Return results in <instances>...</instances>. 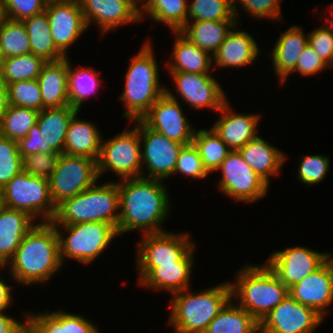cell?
<instances>
[{
  "mask_svg": "<svg viewBox=\"0 0 333 333\" xmlns=\"http://www.w3.org/2000/svg\"><path fill=\"white\" fill-rule=\"evenodd\" d=\"M282 0H233V8L236 16L237 23L239 22L238 16L240 12L238 11V3L242 7L243 12L246 11L249 16L254 17V19H267L274 21H282V12L280 3Z\"/></svg>",
  "mask_w": 333,
  "mask_h": 333,
  "instance_id": "f6af8a7d",
  "label": "cell"
},
{
  "mask_svg": "<svg viewBox=\"0 0 333 333\" xmlns=\"http://www.w3.org/2000/svg\"><path fill=\"white\" fill-rule=\"evenodd\" d=\"M23 170L18 142L0 135V188Z\"/></svg>",
  "mask_w": 333,
  "mask_h": 333,
  "instance_id": "7bdbcfd3",
  "label": "cell"
},
{
  "mask_svg": "<svg viewBox=\"0 0 333 333\" xmlns=\"http://www.w3.org/2000/svg\"><path fill=\"white\" fill-rule=\"evenodd\" d=\"M137 242L136 267L138 283L154 268L161 264L180 261L194 246L188 233L170 231L141 235Z\"/></svg>",
  "mask_w": 333,
  "mask_h": 333,
  "instance_id": "8fae6325",
  "label": "cell"
},
{
  "mask_svg": "<svg viewBox=\"0 0 333 333\" xmlns=\"http://www.w3.org/2000/svg\"><path fill=\"white\" fill-rule=\"evenodd\" d=\"M197 20L237 21L233 8V0L188 1L187 22Z\"/></svg>",
  "mask_w": 333,
  "mask_h": 333,
  "instance_id": "60d3db41",
  "label": "cell"
},
{
  "mask_svg": "<svg viewBox=\"0 0 333 333\" xmlns=\"http://www.w3.org/2000/svg\"><path fill=\"white\" fill-rule=\"evenodd\" d=\"M132 122L136 124L133 128L125 127L121 133L108 140L102 138L97 160L100 179L109 171L118 176L119 180L142 177L140 120Z\"/></svg>",
  "mask_w": 333,
  "mask_h": 333,
  "instance_id": "ba28073f",
  "label": "cell"
},
{
  "mask_svg": "<svg viewBox=\"0 0 333 333\" xmlns=\"http://www.w3.org/2000/svg\"><path fill=\"white\" fill-rule=\"evenodd\" d=\"M308 42L312 49L328 65L333 54V32L324 25L315 27L308 34Z\"/></svg>",
  "mask_w": 333,
  "mask_h": 333,
  "instance_id": "f907efd6",
  "label": "cell"
},
{
  "mask_svg": "<svg viewBox=\"0 0 333 333\" xmlns=\"http://www.w3.org/2000/svg\"><path fill=\"white\" fill-rule=\"evenodd\" d=\"M332 255L305 246H292L274 251L265 263L290 289L308 274L320 268Z\"/></svg>",
  "mask_w": 333,
  "mask_h": 333,
  "instance_id": "2e32d148",
  "label": "cell"
},
{
  "mask_svg": "<svg viewBox=\"0 0 333 333\" xmlns=\"http://www.w3.org/2000/svg\"><path fill=\"white\" fill-rule=\"evenodd\" d=\"M8 96L9 105L25 107L36 110H43L41 90L37 79L15 81L9 83Z\"/></svg>",
  "mask_w": 333,
  "mask_h": 333,
  "instance_id": "b9f144b4",
  "label": "cell"
},
{
  "mask_svg": "<svg viewBox=\"0 0 333 333\" xmlns=\"http://www.w3.org/2000/svg\"><path fill=\"white\" fill-rule=\"evenodd\" d=\"M28 320V333H99L85 316L62 310L30 312Z\"/></svg>",
  "mask_w": 333,
  "mask_h": 333,
  "instance_id": "484cf974",
  "label": "cell"
},
{
  "mask_svg": "<svg viewBox=\"0 0 333 333\" xmlns=\"http://www.w3.org/2000/svg\"><path fill=\"white\" fill-rule=\"evenodd\" d=\"M303 31L302 26L289 27L282 32L273 49L268 52L279 83L296 68L302 51L309 44L308 34H304Z\"/></svg>",
  "mask_w": 333,
  "mask_h": 333,
  "instance_id": "4316f807",
  "label": "cell"
},
{
  "mask_svg": "<svg viewBox=\"0 0 333 333\" xmlns=\"http://www.w3.org/2000/svg\"><path fill=\"white\" fill-rule=\"evenodd\" d=\"M2 193L4 206L23 211L35 221L40 218L41 222H49L55 216L49 179L22 170L2 188Z\"/></svg>",
  "mask_w": 333,
  "mask_h": 333,
  "instance_id": "9c48e42d",
  "label": "cell"
},
{
  "mask_svg": "<svg viewBox=\"0 0 333 333\" xmlns=\"http://www.w3.org/2000/svg\"><path fill=\"white\" fill-rule=\"evenodd\" d=\"M184 114L179 100L171 98L165 92L140 120L168 139L189 145L193 142L196 129H193Z\"/></svg>",
  "mask_w": 333,
  "mask_h": 333,
  "instance_id": "e0dca14e",
  "label": "cell"
},
{
  "mask_svg": "<svg viewBox=\"0 0 333 333\" xmlns=\"http://www.w3.org/2000/svg\"><path fill=\"white\" fill-rule=\"evenodd\" d=\"M27 213L3 206L0 209V267L13 258L27 232L36 224Z\"/></svg>",
  "mask_w": 333,
  "mask_h": 333,
  "instance_id": "83f0119b",
  "label": "cell"
},
{
  "mask_svg": "<svg viewBox=\"0 0 333 333\" xmlns=\"http://www.w3.org/2000/svg\"><path fill=\"white\" fill-rule=\"evenodd\" d=\"M297 178L304 185H316L323 181L330 169V158L323 154L302 155Z\"/></svg>",
  "mask_w": 333,
  "mask_h": 333,
  "instance_id": "ee69618b",
  "label": "cell"
},
{
  "mask_svg": "<svg viewBox=\"0 0 333 333\" xmlns=\"http://www.w3.org/2000/svg\"><path fill=\"white\" fill-rule=\"evenodd\" d=\"M300 304L314 309L324 319L333 304V256L289 289Z\"/></svg>",
  "mask_w": 333,
  "mask_h": 333,
  "instance_id": "ffe728a7",
  "label": "cell"
},
{
  "mask_svg": "<svg viewBox=\"0 0 333 333\" xmlns=\"http://www.w3.org/2000/svg\"><path fill=\"white\" fill-rule=\"evenodd\" d=\"M175 36L171 57L165 67L169 72H189L194 74H210L213 70V57L190 42L180 32H172Z\"/></svg>",
  "mask_w": 333,
  "mask_h": 333,
  "instance_id": "f1b7e54d",
  "label": "cell"
},
{
  "mask_svg": "<svg viewBox=\"0 0 333 333\" xmlns=\"http://www.w3.org/2000/svg\"><path fill=\"white\" fill-rule=\"evenodd\" d=\"M120 215L119 235L139 230L142 235L166 232L163 224L170 215V196L164 181L150 178L117 180Z\"/></svg>",
  "mask_w": 333,
  "mask_h": 333,
  "instance_id": "6da1fadb",
  "label": "cell"
},
{
  "mask_svg": "<svg viewBox=\"0 0 333 333\" xmlns=\"http://www.w3.org/2000/svg\"><path fill=\"white\" fill-rule=\"evenodd\" d=\"M46 61L32 53L1 59L0 80L8 85L15 81L37 79Z\"/></svg>",
  "mask_w": 333,
  "mask_h": 333,
  "instance_id": "74e56055",
  "label": "cell"
},
{
  "mask_svg": "<svg viewBox=\"0 0 333 333\" xmlns=\"http://www.w3.org/2000/svg\"><path fill=\"white\" fill-rule=\"evenodd\" d=\"M60 153H33L22 158L23 171L49 179L57 167Z\"/></svg>",
  "mask_w": 333,
  "mask_h": 333,
  "instance_id": "7dc6e473",
  "label": "cell"
},
{
  "mask_svg": "<svg viewBox=\"0 0 333 333\" xmlns=\"http://www.w3.org/2000/svg\"><path fill=\"white\" fill-rule=\"evenodd\" d=\"M235 280L230 281L231 299L259 323L289 294L287 286L265 262L246 263L238 269Z\"/></svg>",
  "mask_w": 333,
  "mask_h": 333,
  "instance_id": "277c9868",
  "label": "cell"
},
{
  "mask_svg": "<svg viewBox=\"0 0 333 333\" xmlns=\"http://www.w3.org/2000/svg\"><path fill=\"white\" fill-rule=\"evenodd\" d=\"M41 140L38 125H34L23 139L18 142L20 156L23 158L33 153H40Z\"/></svg>",
  "mask_w": 333,
  "mask_h": 333,
  "instance_id": "f5cc1de1",
  "label": "cell"
},
{
  "mask_svg": "<svg viewBox=\"0 0 333 333\" xmlns=\"http://www.w3.org/2000/svg\"><path fill=\"white\" fill-rule=\"evenodd\" d=\"M6 15H5V10H4V6H3V2L2 0H0V27L1 25L4 23V21L6 20Z\"/></svg>",
  "mask_w": 333,
  "mask_h": 333,
  "instance_id": "6f0895ef",
  "label": "cell"
},
{
  "mask_svg": "<svg viewBox=\"0 0 333 333\" xmlns=\"http://www.w3.org/2000/svg\"><path fill=\"white\" fill-rule=\"evenodd\" d=\"M140 142L142 177L165 181L174 175L178 155L184 144L148 128L141 120Z\"/></svg>",
  "mask_w": 333,
  "mask_h": 333,
  "instance_id": "5bb4252c",
  "label": "cell"
},
{
  "mask_svg": "<svg viewBox=\"0 0 333 333\" xmlns=\"http://www.w3.org/2000/svg\"><path fill=\"white\" fill-rule=\"evenodd\" d=\"M9 276L16 284H44L62 269L59 238L55 225L36 223L24 236L13 258L7 263Z\"/></svg>",
  "mask_w": 333,
  "mask_h": 333,
  "instance_id": "7a4b0ae2",
  "label": "cell"
},
{
  "mask_svg": "<svg viewBox=\"0 0 333 333\" xmlns=\"http://www.w3.org/2000/svg\"><path fill=\"white\" fill-rule=\"evenodd\" d=\"M78 113L69 123L65 136L64 154L98 160L102 141L101 132L93 122L78 118Z\"/></svg>",
  "mask_w": 333,
  "mask_h": 333,
  "instance_id": "4dcf8cb0",
  "label": "cell"
},
{
  "mask_svg": "<svg viewBox=\"0 0 333 333\" xmlns=\"http://www.w3.org/2000/svg\"><path fill=\"white\" fill-rule=\"evenodd\" d=\"M1 268L4 269L3 267H0V270ZM11 288L12 287L0 276V313L5 312V310L11 305V302L13 303Z\"/></svg>",
  "mask_w": 333,
  "mask_h": 333,
  "instance_id": "db71d44e",
  "label": "cell"
},
{
  "mask_svg": "<svg viewBox=\"0 0 333 333\" xmlns=\"http://www.w3.org/2000/svg\"><path fill=\"white\" fill-rule=\"evenodd\" d=\"M221 171L219 192L233 201L253 203L268 194L270 185L244 161L239 150H231L215 173Z\"/></svg>",
  "mask_w": 333,
  "mask_h": 333,
  "instance_id": "30bf717a",
  "label": "cell"
},
{
  "mask_svg": "<svg viewBox=\"0 0 333 333\" xmlns=\"http://www.w3.org/2000/svg\"><path fill=\"white\" fill-rule=\"evenodd\" d=\"M328 65L319 57L314 49L308 44L302 51L301 56L297 61L296 68L280 83H285L289 76L294 72L303 76H312L327 69Z\"/></svg>",
  "mask_w": 333,
  "mask_h": 333,
  "instance_id": "681fc988",
  "label": "cell"
},
{
  "mask_svg": "<svg viewBox=\"0 0 333 333\" xmlns=\"http://www.w3.org/2000/svg\"><path fill=\"white\" fill-rule=\"evenodd\" d=\"M29 53V36L22 21L6 19L0 27V59Z\"/></svg>",
  "mask_w": 333,
  "mask_h": 333,
  "instance_id": "ab89813d",
  "label": "cell"
},
{
  "mask_svg": "<svg viewBox=\"0 0 333 333\" xmlns=\"http://www.w3.org/2000/svg\"><path fill=\"white\" fill-rule=\"evenodd\" d=\"M140 19L147 16L156 23L169 27L171 32H179L187 23V0H139Z\"/></svg>",
  "mask_w": 333,
  "mask_h": 333,
  "instance_id": "d6a6232c",
  "label": "cell"
},
{
  "mask_svg": "<svg viewBox=\"0 0 333 333\" xmlns=\"http://www.w3.org/2000/svg\"><path fill=\"white\" fill-rule=\"evenodd\" d=\"M230 106L227 100L217 112L220 118L211 128L231 150H239L258 136L257 127L261 117L256 113H236Z\"/></svg>",
  "mask_w": 333,
  "mask_h": 333,
  "instance_id": "44dd1931",
  "label": "cell"
},
{
  "mask_svg": "<svg viewBox=\"0 0 333 333\" xmlns=\"http://www.w3.org/2000/svg\"><path fill=\"white\" fill-rule=\"evenodd\" d=\"M69 60V102L70 106L80 111L86 99L97 93L101 79L94 68H74Z\"/></svg>",
  "mask_w": 333,
  "mask_h": 333,
  "instance_id": "d590c367",
  "label": "cell"
},
{
  "mask_svg": "<svg viewBox=\"0 0 333 333\" xmlns=\"http://www.w3.org/2000/svg\"><path fill=\"white\" fill-rule=\"evenodd\" d=\"M21 317L24 320H16L8 313H0V333H28L29 313L26 312Z\"/></svg>",
  "mask_w": 333,
  "mask_h": 333,
  "instance_id": "816d5d0a",
  "label": "cell"
},
{
  "mask_svg": "<svg viewBox=\"0 0 333 333\" xmlns=\"http://www.w3.org/2000/svg\"><path fill=\"white\" fill-rule=\"evenodd\" d=\"M55 227L59 238L60 259L64 265L66 258L85 265L91 264L110 246L112 240L118 237L116 229L104 222H83Z\"/></svg>",
  "mask_w": 333,
  "mask_h": 333,
  "instance_id": "52a82bcc",
  "label": "cell"
},
{
  "mask_svg": "<svg viewBox=\"0 0 333 333\" xmlns=\"http://www.w3.org/2000/svg\"><path fill=\"white\" fill-rule=\"evenodd\" d=\"M9 106L8 87L0 80V121Z\"/></svg>",
  "mask_w": 333,
  "mask_h": 333,
  "instance_id": "11a10c76",
  "label": "cell"
},
{
  "mask_svg": "<svg viewBox=\"0 0 333 333\" xmlns=\"http://www.w3.org/2000/svg\"><path fill=\"white\" fill-rule=\"evenodd\" d=\"M190 288L172 294L168 326L174 333H204L222 308L231 300L230 282L197 293Z\"/></svg>",
  "mask_w": 333,
  "mask_h": 333,
  "instance_id": "5b68a950",
  "label": "cell"
},
{
  "mask_svg": "<svg viewBox=\"0 0 333 333\" xmlns=\"http://www.w3.org/2000/svg\"><path fill=\"white\" fill-rule=\"evenodd\" d=\"M99 181L58 204L51 222L55 226L104 222L117 229L120 215L118 182L112 180L101 184Z\"/></svg>",
  "mask_w": 333,
  "mask_h": 333,
  "instance_id": "8992f818",
  "label": "cell"
},
{
  "mask_svg": "<svg viewBox=\"0 0 333 333\" xmlns=\"http://www.w3.org/2000/svg\"><path fill=\"white\" fill-rule=\"evenodd\" d=\"M196 245L178 262L154 267L138 284L153 291L174 294L191 288Z\"/></svg>",
  "mask_w": 333,
  "mask_h": 333,
  "instance_id": "7402d4cb",
  "label": "cell"
},
{
  "mask_svg": "<svg viewBox=\"0 0 333 333\" xmlns=\"http://www.w3.org/2000/svg\"><path fill=\"white\" fill-rule=\"evenodd\" d=\"M204 333H259V322L231 299Z\"/></svg>",
  "mask_w": 333,
  "mask_h": 333,
  "instance_id": "e575fe53",
  "label": "cell"
},
{
  "mask_svg": "<svg viewBox=\"0 0 333 333\" xmlns=\"http://www.w3.org/2000/svg\"><path fill=\"white\" fill-rule=\"evenodd\" d=\"M38 114L30 108L9 105L0 121V135L19 142L37 124Z\"/></svg>",
  "mask_w": 333,
  "mask_h": 333,
  "instance_id": "f35d334b",
  "label": "cell"
},
{
  "mask_svg": "<svg viewBox=\"0 0 333 333\" xmlns=\"http://www.w3.org/2000/svg\"><path fill=\"white\" fill-rule=\"evenodd\" d=\"M3 193H2V188H0V209L3 207Z\"/></svg>",
  "mask_w": 333,
  "mask_h": 333,
  "instance_id": "680465c9",
  "label": "cell"
},
{
  "mask_svg": "<svg viewBox=\"0 0 333 333\" xmlns=\"http://www.w3.org/2000/svg\"><path fill=\"white\" fill-rule=\"evenodd\" d=\"M79 112L70 105L45 108L39 112L37 125L40 130V152L64 153L65 136L72 117Z\"/></svg>",
  "mask_w": 333,
  "mask_h": 333,
  "instance_id": "d4e9b609",
  "label": "cell"
},
{
  "mask_svg": "<svg viewBox=\"0 0 333 333\" xmlns=\"http://www.w3.org/2000/svg\"><path fill=\"white\" fill-rule=\"evenodd\" d=\"M45 12L56 47L68 57V48L88 30L79 0H48Z\"/></svg>",
  "mask_w": 333,
  "mask_h": 333,
  "instance_id": "ac0fdd59",
  "label": "cell"
},
{
  "mask_svg": "<svg viewBox=\"0 0 333 333\" xmlns=\"http://www.w3.org/2000/svg\"><path fill=\"white\" fill-rule=\"evenodd\" d=\"M22 23L29 36L32 54L42 57L46 62L58 61L65 58L56 47L54 39L50 34L51 29L45 11L23 19Z\"/></svg>",
  "mask_w": 333,
  "mask_h": 333,
  "instance_id": "836d02e7",
  "label": "cell"
},
{
  "mask_svg": "<svg viewBox=\"0 0 333 333\" xmlns=\"http://www.w3.org/2000/svg\"><path fill=\"white\" fill-rule=\"evenodd\" d=\"M324 318L288 294L259 323V333H314Z\"/></svg>",
  "mask_w": 333,
  "mask_h": 333,
  "instance_id": "9a60e30c",
  "label": "cell"
},
{
  "mask_svg": "<svg viewBox=\"0 0 333 333\" xmlns=\"http://www.w3.org/2000/svg\"><path fill=\"white\" fill-rule=\"evenodd\" d=\"M48 0H2L7 19L22 21L45 11Z\"/></svg>",
  "mask_w": 333,
  "mask_h": 333,
  "instance_id": "c3c4849f",
  "label": "cell"
},
{
  "mask_svg": "<svg viewBox=\"0 0 333 333\" xmlns=\"http://www.w3.org/2000/svg\"><path fill=\"white\" fill-rule=\"evenodd\" d=\"M87 26L95 24L104 35L140 22L139 0H79Z\"/></svg>",
  "mask_w": 333,
  "mask_h": 333,
  "instance_id": "d6986e66",
  "label": "cell"
},
{
  "mask_svg": "<svg viewBox=\"0 0 333 333\" xmlns=\"http://www.w3.org/2000/svg\"><path fill=\"white\" fill-rule=\"evenodd\" d=\"M208 173L216 172L231 149L210 129H196L193 142Z\"/></svg>",
  "mask_w": 333,
  "mask_h": 333,
  "instance_id": "8d00e7d4",
  "label": "cell"
},
{
  "mask_svg": "<svg viewBox=\"0 0 333 333\" xmlns=\"http://www.w3.org/2000/svg\"><path fill=\"white\" fill-rule=\"evenodd\" d=\"M259 44L237 23L213 54V68H241L252 65L260 56Z\"/></svg>",
  "mask_w": 333,
  "mask_h": 333,
  "instance_id": "603a6c76",
  "label": "cell"
},
{
  "mask_svg": "<svg viewBox=\"0 0 333 333\" xmlns=\"http://www.w3.org/2000/svg\"><path fill=\"white\" fill-rule=\"evenodd\" d=\"M328 68H332L333 69V54H332V57H331V60L328 64Z\"/></svg>",
  "mask_w": 333,
  "mask_h": 333,
  "instance_id": "91938a15",
  "label": "cell"
},
{
  "mask_svg": "<svg viewBox=\"0 0 333 333\" xmlns=\"http://www.w3.org/2000/svg\"><path fill=\"white\" fill-rule=\"evenodd\" d=\"M329 8H331L330 13H332L331 15H333V4H331V6ZM329 19H330V21H328V19L327 20L325 19L326 22L323 24L326 28H328L329 30H331L333 32V16H332V18L330 17Z\"/></svg>",
  "mask_w": 333,
  "mask_h": 333,
  "instance_id": "9f6ffc18",
  "label": "cell"
},
{
  "mask_svg": "<svg viewBox=\"0 0 333 333\" xmlns=\"http://www.w3.org/2000/svg\"><path fill=\"white\" fill-rule=\"evenodd\" d=\"M69 57L48 61L41 69L37 81L41 90L43 109L61 108L69 102Z\"/></svg>",
  "mask_w": 333,
  "mask_h": 333,
  "instance_id": "cb8c5ba5",
  "label": "cell"
},
{
  "mask_svg": "<svg viewBox=\"0 0 333 333\" xmlns=\"http://www.w3.org/2000/svg\"><path fill=\"white\" fill-rule=\"evenodd\" d=\"M98 180L97 160L62 153L49 178L52 202L57 206L63 200L85 191Z\"/></svg>",
  "mask_w": 333,
  "mask_h": 333,
  "instance_id": "7c38bea8",
  "label": "cell"
},
{
  "mask_svg": "<svg viewBox=\"0 0 333 333\" xmlns=\"http://www.w3.org/2000/svg\"><path fill=\"white\" fill-rule=\"evenodd\" d=\"M239 151L244 161L269 185L270 178L280 174L286 160L285 153L259 135Z\"/></svg>",
  "mask_w": 333,
  "mask_h": 333,
  "instance_id": "f546056e",
  "label": "cell"
},
{
  "mask_svg": "<svg viewBox=\"0 0 333 333\" xmlns=\"http://www.w3.org/2000/svg\"><path fill=\"white\" fill-rule=\"evenodd\" d=\"M182 174L193 179H204L209 175L193 143L184 145L179 152L174 174Z\"/></svg>",
  "mask_w": 333,
  "mask_h": 333,
  "instance_id": "bcb514c9",
  "label": "cell"
},
{
  "mask_svg": "<svg viewBox=\"0 0 333 333\" xmlns=\"http://www.w3.org/2000/svg\"><path fill=\"white\" fill-rule=\"evenodd\" d=\"M236 24L237 21L197 20L187 22L179 32L213 56Z\"/></svg>",
  "mask_w": 333,
  "mask_h": 333,
  "instance_id": "1f68e13d",
  "label": "cell"
},
{
  "mask_svg": "<svg viewBox=\"0 0 333 333\" xmlns=\"http://www.w3.org/2000/svg\"><path fill=\"white\" fill-rule=\"evenodd\" d=\"M169 75L177 92L174 94L172 89L166 86V93L175 100L180 97L179 102L185 101L191 109L209 108L210 111L218 112L227 101L223 87L212 74L170 72Z\"/></svg>",
  "mask_w": 333,
  "mask_h": 333,
  "instance_id": "4fadbf2b",
  "label": "cell"
},
{
  "mask_svg": "<svg viewBox=\"0 0 333 333\" xmlns=\"http://www.w3.org/2000/svg\"><path fill=\"white\" fill-rule=\"evenodd\" d=\"M151 41L146 40L140 50L128 60L123 93L119 100L125 111L122 117L128 121L140 120L150 107L166 92L160 83L159 65Z\"/></svg>",
  "mask_w": 333,
  "mask_h": 333,
  "instance_id": "3957f363",
  "label": "cell"
}]
</instances>
